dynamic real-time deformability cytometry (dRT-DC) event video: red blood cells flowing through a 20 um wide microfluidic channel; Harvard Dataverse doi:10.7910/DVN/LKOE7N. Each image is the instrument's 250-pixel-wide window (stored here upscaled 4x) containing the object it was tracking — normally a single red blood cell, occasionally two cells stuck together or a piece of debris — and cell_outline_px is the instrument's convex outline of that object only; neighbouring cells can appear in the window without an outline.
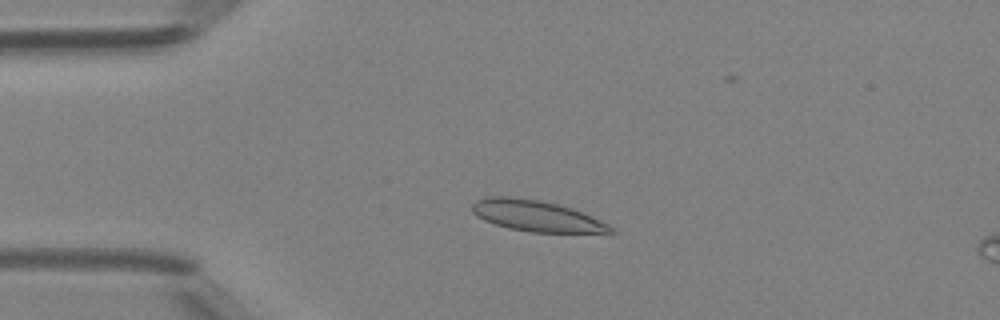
{"species": "Egyptian fruit bat (a non-hibernating species)", "species_latin": "Rousettus aegyptiacus", "temperature_condition": "room temperature", "stored_images_in_passage": 45, "camera_frame_rate_fps": 3000, "um_per_image_px": 0.085, "animal": {"sex": "female"}, "frame": {"image": 1, "passage_image": 7, "time_ms": 2.0, "image_size_px": [1000, 320], "cell_outline_px": [[616, 232], [532, 232], [508, 228], [484, 220], [476, 216], [472, 212], [472, 204], [476, 200], [492, 196], [508, 196], [540, 200], [572, 208], [608, 224]], "centroid_in_image_um": [45.54, 18.34], "position_along_channel_um": 39.5, "area_um2": 24.62}}
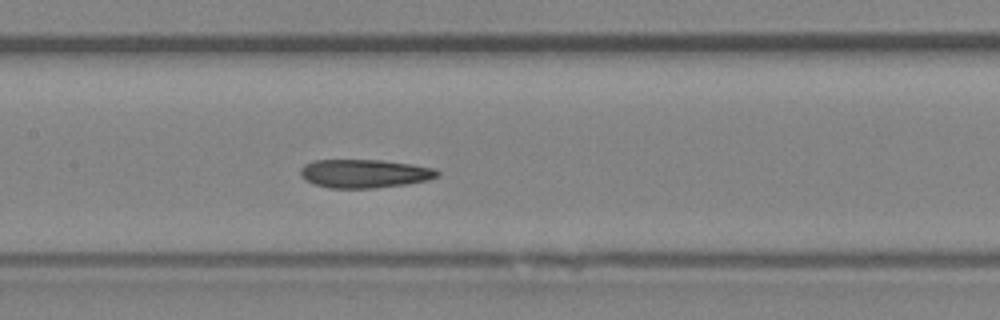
{"frame": {"image": 2, "passage_image": 19, "time_ms": 6.0, "image_size_px": [1000, 320], "cell_outline_px": [[440, 176], [428, 180], [408, 184], [376, 188], [328, 188], [312, 184], [304, 180], [300, 172], [300, 168], [304, 164], [312, 160], [380, 160], [412, 164], [436, 168], [440, 172]], "centroid_in_image_um": [30.99, 14.76], "position_along_channel_um": 176.4, "area_um2": 23.12}}
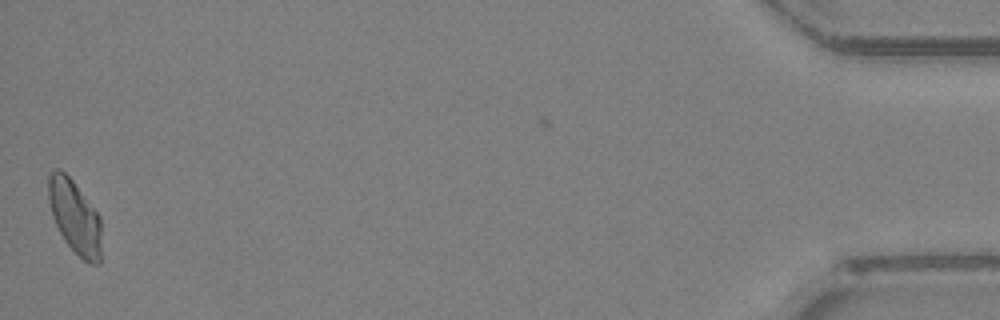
{"frame": {"image": 3, "passage_image": 44, "time_ms": 14.333, "image_size_px": [1000, 320], "cell_outline_px": [[100, 264], [88, 264], [64, 240], [52, 216], [48, 200], [48, 176], [56, 168], [60, 168], [72, 180], [100, 216]], "centroid_in_image_um": [6.34, 18.42], "position_along_channel_um": 428.9, "area_um2": 22.43}, "authors_computed_cell_mechanics": {"area_um2": 22.5998, "velocity_mm_per_s": 4.184, "shape_relaxation_time_tau1_ms": null, "shape_relaxation_time_tau2_ms": 1.7354, "deformation_change_tau1": null, "deformation_change_tau2": 0.067}}